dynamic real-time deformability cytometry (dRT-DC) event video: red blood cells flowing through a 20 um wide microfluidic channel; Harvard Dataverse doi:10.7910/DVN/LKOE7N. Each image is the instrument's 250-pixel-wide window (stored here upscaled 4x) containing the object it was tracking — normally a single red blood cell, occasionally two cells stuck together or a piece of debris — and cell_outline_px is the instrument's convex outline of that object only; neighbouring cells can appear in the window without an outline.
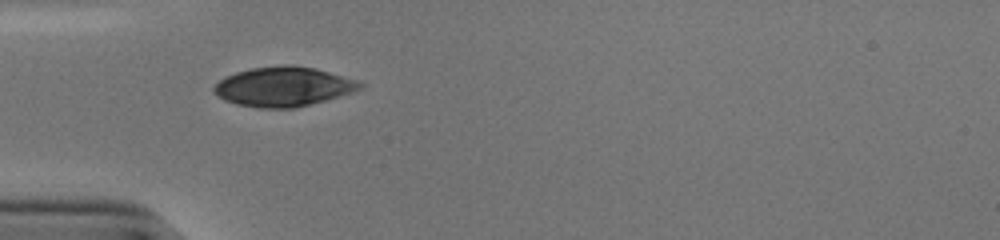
{"species": "human", "species_latin": "Homo sapiens", "temperature_condition": "cold", "stored_images_in_passage": 30, "camera_frame_rate_fps": 3000, "um_per_image_px": 0.085, "donor": {"sex": "male"}, "frame": {"image": 1, "passage_image": 1, "time_ms": 0.0, "image_size_px": [1000, 240], "cell_outline_px": [[364, 88], [340, 96], [296, 108], [256, 108], [236, 104], [224, 100], [212, 92], [212, 88], [224, 76], [236, 72], [252, 68], [284, 64], [292, 64], [316, 68], [356, 80], [364, 84]], "centroid_in_image_um": [24.07, 7.36], "position_along_channel_um": 60.9, "area_um2": 33.93}}
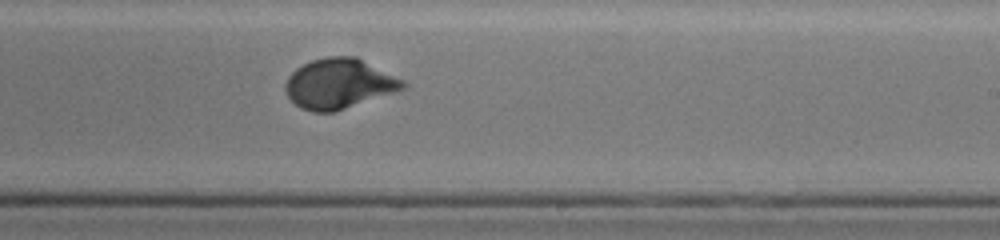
{"frame": {"image": 2, "passage_image": 17, "time_ms": 5.333, "image_size_px": [1000, 240], "cell_outline_px": [[408, 84], [404, 88], [336, 112], [312, 112], [300, 108], [288, 96], [284, 88], [284, 84], [288, 76], [296, 68], [312, 60], [328, 56], [356, 56], [404, 80]], "centroid_in_image_um": [28.8, 7.11], "position_along_channel_um": 260.2, "area_um2": 34.22}}
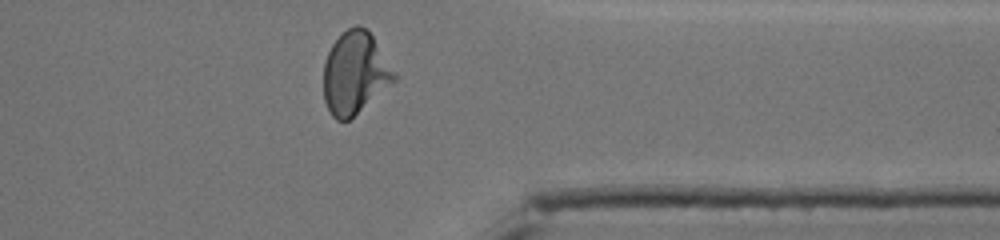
{"frame": {"image": 3, "passage_image": 27, "time_ms": 8.667, "image_size_px": [1000, 240], "cell_outline_px": [[396, 80], [348, 120], [336, 120], [332, 116], [324, 100], [324, 64], [328, 52], [332, 44], [348, 28], [356, 24], [360, 24], [368, 28], [396, 72]], "centroid_in_image_um": [30.18, 6.17], "position_along_channel_um": 381.2, "area_um2": 33.7}, "authors_computed_cell_mechanics": {"area_um2": 33.813, "velocity_mm_per_s": 3.8251, "shape_relaxation_time_tau1_ms": 3.0959, "shape_relaxation_time_tau2_ms": null, "deformation_change_tau1": 0.1622, "deformation_change_tau2": null}}